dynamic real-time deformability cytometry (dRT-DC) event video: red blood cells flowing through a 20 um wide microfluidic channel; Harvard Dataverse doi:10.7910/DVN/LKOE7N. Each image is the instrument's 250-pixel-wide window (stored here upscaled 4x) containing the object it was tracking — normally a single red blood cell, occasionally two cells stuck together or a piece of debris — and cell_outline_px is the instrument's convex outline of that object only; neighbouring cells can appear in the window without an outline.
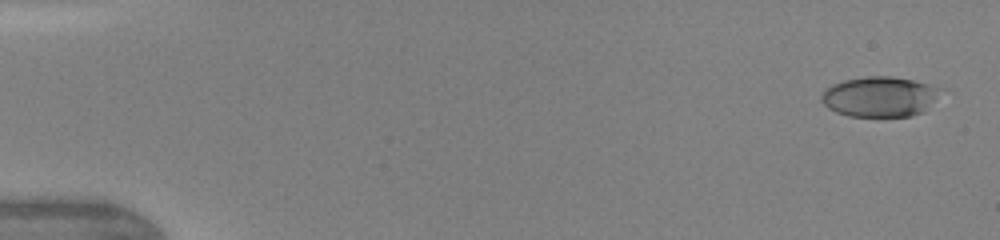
{"species": "human", "species_latin": "Homo sapiens", "temperature_condition": "warm", "stored_images_in_passage": 37, "camera_frame_rate_fps": 3000, "um_per_image_px": 0.085, "donor": {"sex": "female"}, "frame": {"image": 1, "passage_image": 3, "time_ms": 0.333, "image_size_px": [1000, 240], "cell_outline_px": [[948, 88], [924, 112], [912, 116], [848, 116], [836, 112], [828, 108], [820, 100], [820, 96], [832, 84], [844, 80], [864, 76], [892, 76], [916, 80]], "centroid_in_image_um": [74.88, 8.2], "position_along_channel_um": 10.1, "area_um2": 28.61}}
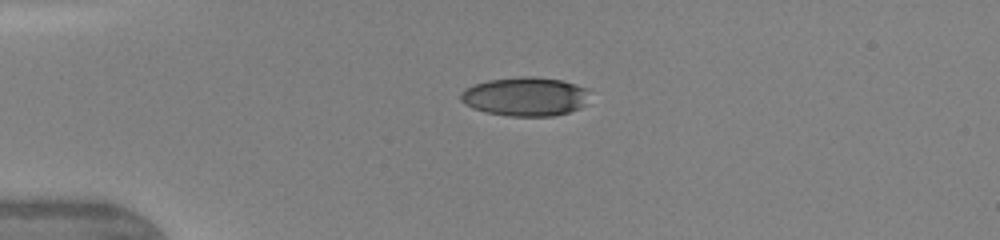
{"frame": {"image": 2, "passage_image": 18, "time_ms": 3.667, "image_size_px": [1000, 240], "cell_outline_px": [[588, 88], [584, 104], [580, 108], [568, 112], [552, 116], [508, 116], [484, 112], [472, 108], [464, 104], [460, 100], [460, 92], [464, 88], [488, 80], [520, 76], [536, 76], [560, 80], [576, 84]], "centroid_in_image_um": [44.6, 8.2], "position_along_channel_um": 40.4, "area_um2": 29.36}}